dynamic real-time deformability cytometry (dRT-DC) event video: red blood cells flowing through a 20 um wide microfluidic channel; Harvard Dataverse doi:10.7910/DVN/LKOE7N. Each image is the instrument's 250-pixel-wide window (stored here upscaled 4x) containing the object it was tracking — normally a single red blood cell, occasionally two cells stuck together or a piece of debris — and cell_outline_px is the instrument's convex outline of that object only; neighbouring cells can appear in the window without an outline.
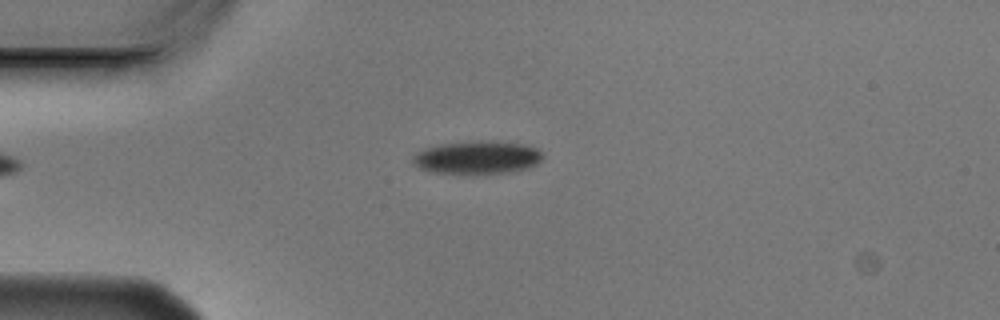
{"species": "Egyptian fruit bat (a non-hibernating species)", "species_latin": "Rousettus aegyptiacus", "temperature_condition": "cold", "stored_images_in_passage": 4, "camera_frame_rate_fps": 3000, "um_per_image_px": 0.085, "animal": {"sex": "male"}, "frame": {"image": 1, "passage_image": 4, "time_ms": 1.0, "image_size_px": [1000, 320], "cell_outline_px": [[540, 160], [536, 164], [528, 168], [508, 172], [472, 176], [432, 172], [420, 168], [412, 164], [412, 156], [416, 152], [424, 148], [440, 144], [480, 140], [488, 140], [524, 144], [536, 148], [540, 152]], "centroid_in_image_um": [40.49, 13.41], "position_along_channel_um": 44.5, "area_um2": 25.66}}